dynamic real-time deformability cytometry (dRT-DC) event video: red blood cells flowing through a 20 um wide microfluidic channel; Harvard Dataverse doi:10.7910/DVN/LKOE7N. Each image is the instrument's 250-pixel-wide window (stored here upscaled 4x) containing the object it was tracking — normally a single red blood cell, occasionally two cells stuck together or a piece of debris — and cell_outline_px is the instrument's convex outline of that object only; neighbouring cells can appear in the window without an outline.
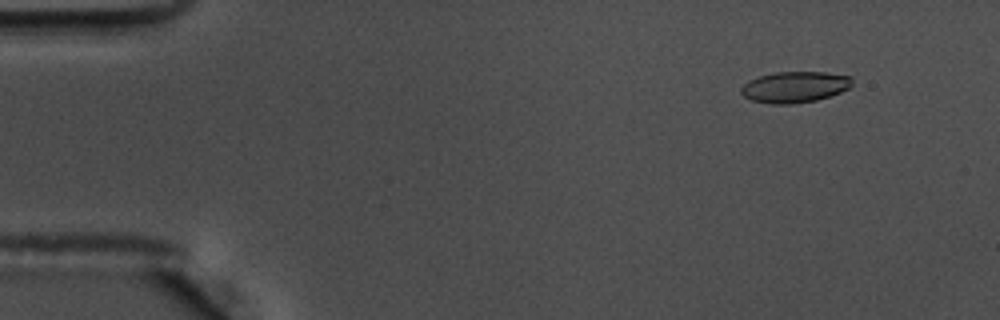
{"species": "common noctule bat (a hibernating species)", "species_latin": "Nyctalus noctula", "temperature_condition": "warm", "stored_images_in_passage": 58, "camera_frame_rate_fps": 3000, "um_per_image_px": 0.085, "animal": {"sex": "male", "body_mass_g": 17.5, "forearm_length_mm": 52.3}, "frame": {"image": 1, "passage_image": 6, "time_ms": 1.667, "image_size_px": [1000, 320], "cell_outline_px": [[852, 84], [848, 88], [840, 92], [816, 100], [792, 104], [772, 104], [752, 100], [744, 96], [740, 92], [740, 88], [748, 80], [760, 76], [776, 72], [824, 72], [852, 76]], "centroid_in_image_um": [67.54, 7.39], "position_along_channel_um": 17.5, "area_um2": 20.06}}
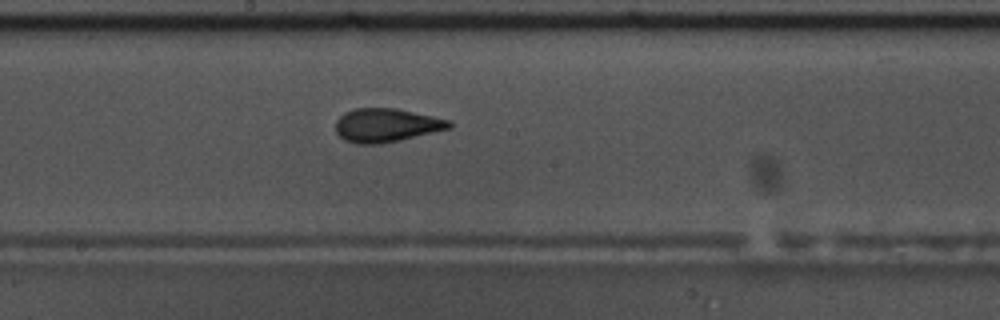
{"frame": {"image": 2, "passage_image": 31, "time_ms": 10.0, "image_size_px": [1000, 320], "cell_outline_px": [[452, 128], [400, 140], [380, 144], [360, 144], [344, 140], [336, 132], [336, 120], [344, 112], [356, 108], [396, 108], [452, 120]], "centroid_in_image_um": [32.86, 10.64], "position_along_channel_um": 215.3, "area_um2": 22.37}}
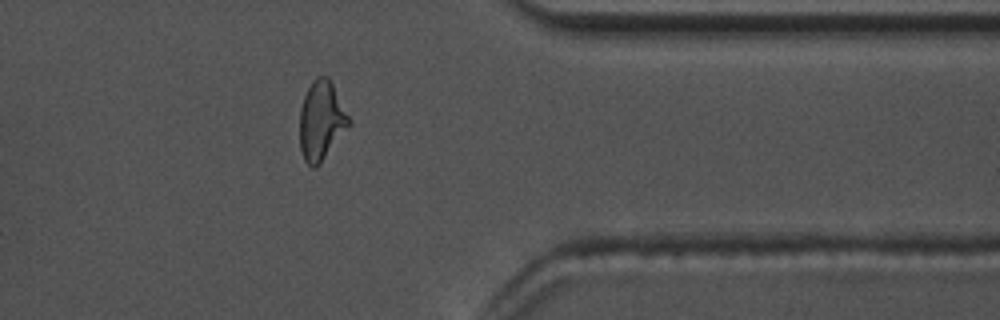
{"frame": {"image": 3, "passage_image": 46, "time_ms": 15.0, "image_size_px": [1000, 320], "cell_outline_px": [[352, 124], [320, 164], [316, 168], [312, 168], [304, 160], [300, 148], [300, 108], [304, 96], [312, 80], [316, 76], [328, 76]], "centroid_in_image_um": [27.3, 10.29], "position_along_channel_um": 384.1, "area_um2": 22.66}}